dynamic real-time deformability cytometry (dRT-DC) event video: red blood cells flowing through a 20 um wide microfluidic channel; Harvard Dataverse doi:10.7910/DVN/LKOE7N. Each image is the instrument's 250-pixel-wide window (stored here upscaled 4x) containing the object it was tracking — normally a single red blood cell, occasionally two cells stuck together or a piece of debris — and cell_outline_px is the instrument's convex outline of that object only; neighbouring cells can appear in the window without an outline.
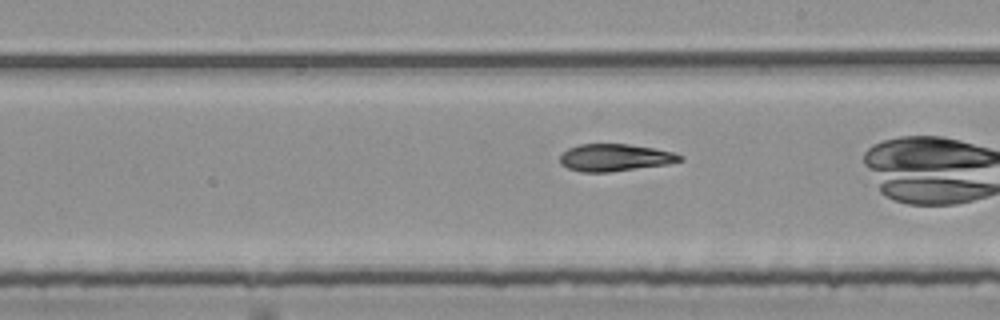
{"species": "common noctule bat (a hibernating species)", "species_latin": "Nyctalus noctula", "temperature_condition": "room temperature", "stored_images_in_passage": 24, "camera_frame_rate_fps": 3000, "um_per_image_px": 0.085, "animal": {"sex": "female", "body_mass_g": 25.1}, "frame": {"image": 1, "passage_image": 21, "time_ms": 6.667, "image_size_px": [1000, 320], "cell_outline_px": [[684, 160], [668, 164], [608, 172], [580, 172], [568, 168], [560, 164], [560, 156], [568, 148], [580, 144], [628, 144], [652, 148], [672, 152], [684, 156]], "centroid_in_image_um": [52.26, 13.4], "position_along_channel_um": 236.7, "area_um2": 18.96}}